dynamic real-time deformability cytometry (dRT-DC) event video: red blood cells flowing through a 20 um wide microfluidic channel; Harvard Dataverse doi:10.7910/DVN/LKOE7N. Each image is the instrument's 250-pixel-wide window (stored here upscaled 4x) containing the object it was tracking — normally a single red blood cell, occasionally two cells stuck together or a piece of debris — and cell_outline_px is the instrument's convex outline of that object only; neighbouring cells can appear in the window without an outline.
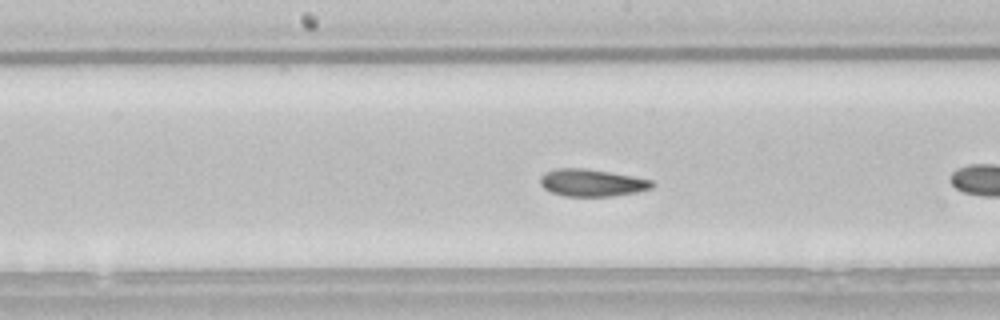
{"species": "common noctule bat (a hibernating species)", "species_latin": "Nyctalus noctula", "temperature_condition": "room temperature", "stored_images_in_passage": 39, "camera_frame_rate_fps": 3000, "um_per_image_px": 0.085, "animal": {"sex": "male", "body_mass_g": 21.5, "forearm_length_mm": 52.0}, "frame": {"image": 1, "passage_image": 12, "time_ms": 3.667, "image_size_px": [1000, 320], "cell_outline_px": [[652, 188], [636, 192], [612, 196], [564, 196], [552, 192], [544, 188], [540, 184], [540, 176], [544, 172], [556, 168], [584, 168], [632, 176], [652, 180]], "centroid_in_image_um": [50.26, 15.53], "position_along_channel_um": 197.9, "area_um2": 17.63}, "authors_computed_cell_mechanics": {"area_um2": 17.918, "velocity_mm_per_s": 3.7943, "shape_relaxation_time_tau1_ms": 2.2453, "shape_relaxation_time_tau2_ms": 1.4634, "deformation_change_tau1": 0.0815, "deformation_change_tau2": 0.0684}}